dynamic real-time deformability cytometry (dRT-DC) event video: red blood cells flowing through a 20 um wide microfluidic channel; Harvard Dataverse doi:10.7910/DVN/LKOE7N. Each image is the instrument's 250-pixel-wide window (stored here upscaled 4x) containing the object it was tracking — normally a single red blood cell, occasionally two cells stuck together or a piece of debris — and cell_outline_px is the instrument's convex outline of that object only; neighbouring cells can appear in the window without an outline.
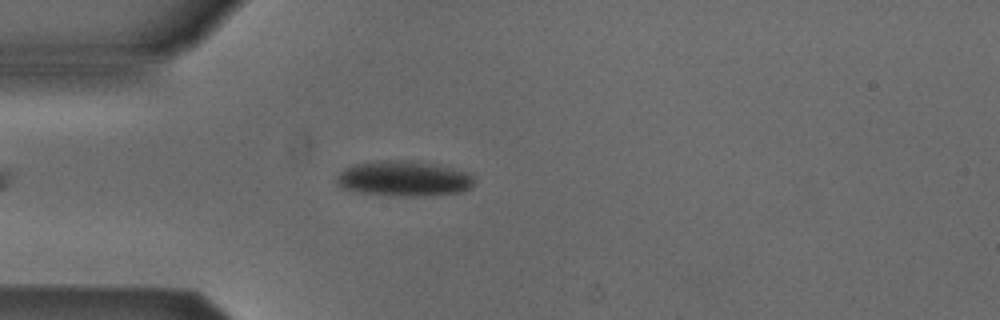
{"species": "Egyptian fruit bat (a non-hibernating species)", "species_latin": "Rousettus aegyptiacus", "temperature_condition": "cold", "stored_images_in_passage": 42, "camera_frame_rate_fps": 3000, "um_per_image_px": 0.085, "animal": {"sex": "male"}, "frame": {"image": 1, "passage_image": 7, "time_ms": 2.0, "image_size_px": [1000, 320], "cell_outline_px": [[472, 184], [468, 188], [460, 192], [424, 196], [388, 196], [360, 192], [340, 188], [336, 184], [336, 176], [344, 168], [352, 164], [380, 160], [412, 160], [452, 168], [468, 172], [472, 176]], "centroid_in_image_um": [34.24, 15.18], "position_along_channel_um": 50.8, "area_um2": 28.5}}
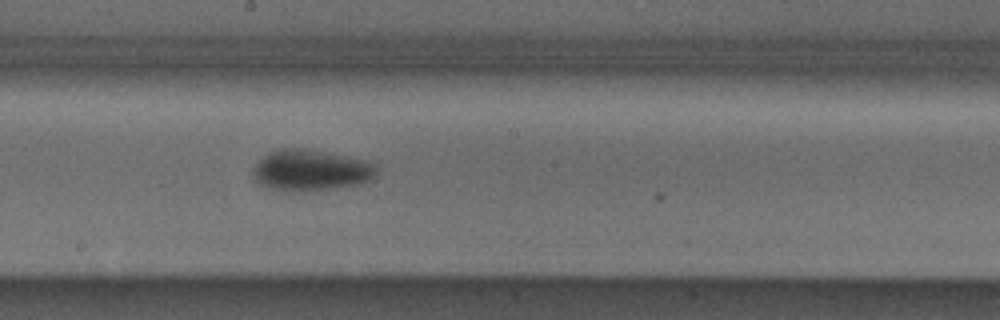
{"frame": {"image": 2, "passage_image": 21, "time_ms": 6.667, "image_size_px": [1000, 320], "cell_outline_px": [[376, 172], [368, 180], [360, 184], [336, 188], [308, 192], [300, 192], [268, 188], [256, 184], [252, 172], [252, 168], [268, 152], [284, 148], [300, 148], [364, 160], [376, 164]], "centroid_in_image_um": [26.35, 14.5], "position_along_channel_um": 221.8, "area_um2": 29.48}}
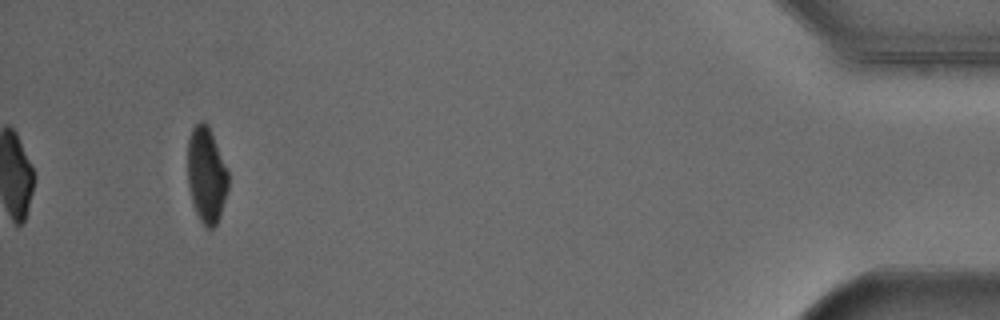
{"frame": {"image": 3, "passage_image": 42, "time_ms": 13.667, "image_size_px": [1000, 320], "cell_outline_px": [[228, 188], [220, 216], [216, 224], [212, 228], [204, 228], [196, 212], [188, 188], [188, 140], [192, 128], [200, 120], [204, 120], [208, 124], [228, 172]], "centroid_in_image_um": [17.54, 14.87], "position_along_channel_um": 417.7, "area_um2": 22.6}, "authors_computed_cell_mechanics": {"area_um2": 26.9926, "velocity_mm_per_s": 3.8864, "shape_relaxation_time_tau1_ms": 3.0721, "shape_relaxation_time_tau2_ms": null, "deformation_change_tau1": 0.1083, "deformation_change_tau2": null}}